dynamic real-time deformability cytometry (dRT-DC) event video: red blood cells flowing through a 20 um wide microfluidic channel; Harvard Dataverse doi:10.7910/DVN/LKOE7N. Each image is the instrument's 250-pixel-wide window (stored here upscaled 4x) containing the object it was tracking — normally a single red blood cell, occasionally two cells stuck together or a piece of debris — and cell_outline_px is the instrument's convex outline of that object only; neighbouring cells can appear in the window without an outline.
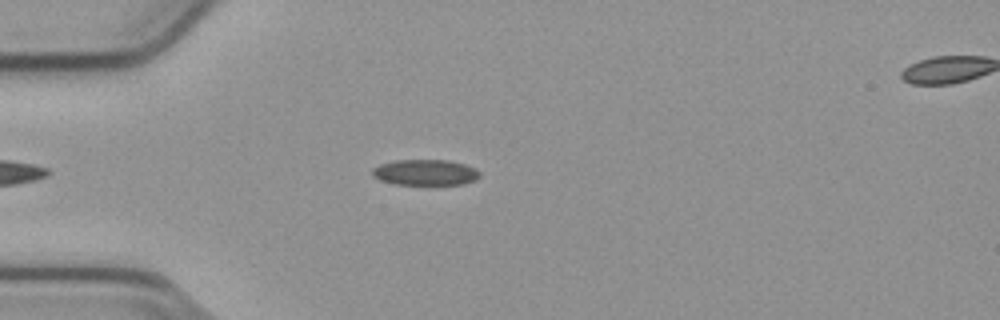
{"species": "common noctule bat (a hibernating species)", "species_latin": "Nyctalus noctula", "temperature_condition": "cold", "stored_images_in_passage": 43, "camera_frame_rate_fps": 3000, "um_per_image_px": 0.085, "animal": {"sex": "male", "body_mass_g": 23.1, "forearm_length_mm": 52.7}, "frame": {"image": 1, "passage_image": 10, "time_ms": 3.0, "image_size_px": [1000, 320], "cell_outline_px": [[480, 176], [476, 180], [464, 184], [396, 184], [380, 180], [372, 176], [372, 168], [380, 164], [396, 160], [448, 160], [464, 164], [476, 168], [480, 172]], "centroid_in_image_um": [36.16, 14.65], "position_along_channel_um": 48.8, "area_um2": 16.18}}
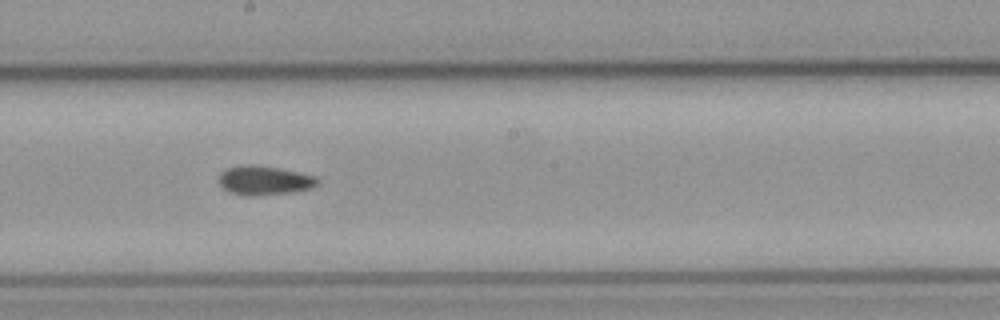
{"frame": {"image": 2, "passage_image": 25, "time_ms": 8.0, "image_size_px": [1000, 320], "cell_outline_px": [[320, 184], [308, 188], [288, 192], [252, 196], [248, 196], [232, 192], [224, 188], [220, 184], [220, 172], [228, 168], [248, 164], [256, 164], [280, 168], [316, 176], [320, 180]], "centroid_in_image_um": [22.49, 15.31], "position_along_channel_um": 225.7, "area_um2": 16.53}}
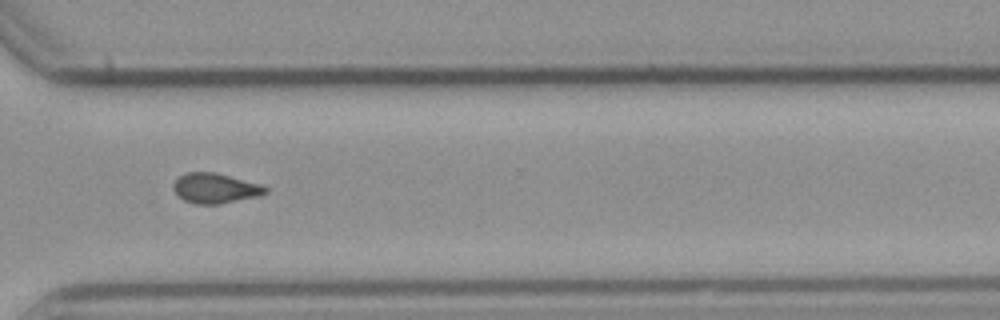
{"frame": {"image": 3, "passage_image": 35, "time_ms": 11.333, "image_size_px": [1000, 320], "cell_outline_px": [[268, 192], [256, 196], [220, 204], [196, 204], [184, 200], [172, 188], [172, 184], [180, 176], [188, 172], [216, 172], [260, 184], [268, 188]], "centroid_in_image_um": [18.29, 15.99], "position_along_channel_um": 352.3, "area_um2": 15.95}, "authors_computed_cell_mechanics": {"area_um2": 15.9528, "velocity_mm_per_s": 3.8102, "shape_relaxation_time_tau1_ms": null, "shape_relaxation_time_tau2_ms": 5.6042, "deformation_change_tau1": null, "deformation_change_tau2": 0.1155}}